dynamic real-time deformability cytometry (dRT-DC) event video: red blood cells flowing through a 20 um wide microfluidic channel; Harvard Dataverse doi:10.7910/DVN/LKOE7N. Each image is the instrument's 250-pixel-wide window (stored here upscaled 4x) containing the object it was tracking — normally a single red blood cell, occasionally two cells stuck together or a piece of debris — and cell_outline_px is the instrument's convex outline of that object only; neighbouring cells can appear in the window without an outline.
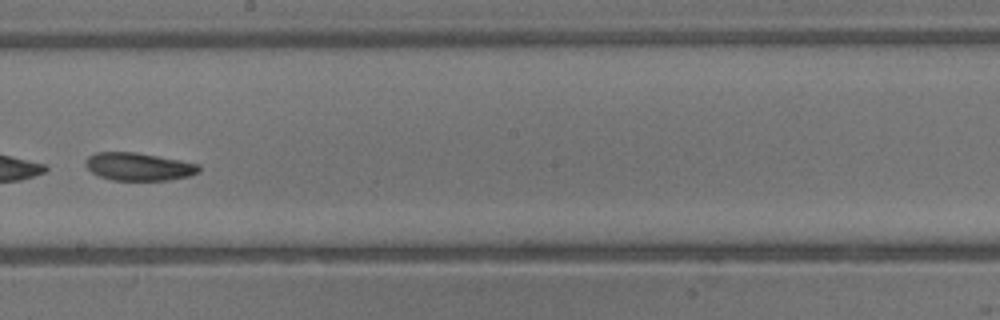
{"species": "common noctule bat (a hibernating species)", "species_latin": "Nyctalus noctula", "temperature_condition": "warm", "stored_images_in_passage": 39, "camera_frame_rate_fps": 3000, "um_per_image_px": 0.085, "animal": {"sex": "male", "body_mass_g": 13.3}, "frame": {"image": 1, "passage_image": 23, "time_ms": 7.333, "image_size_px": [1000, 320], "cell_outline_px": [[200, 172], [188, 176], [168, 180], [112, 180], [100, 176], [92, 172], [84, 164], [84, 160], [88, 156], [96, 152], [136, 152], [180, 160], [200, 164]], "centroid_in_image_um": [11.78, 14.16], "position_along_channel_um": 236.4, "area_um2": 18.44}}